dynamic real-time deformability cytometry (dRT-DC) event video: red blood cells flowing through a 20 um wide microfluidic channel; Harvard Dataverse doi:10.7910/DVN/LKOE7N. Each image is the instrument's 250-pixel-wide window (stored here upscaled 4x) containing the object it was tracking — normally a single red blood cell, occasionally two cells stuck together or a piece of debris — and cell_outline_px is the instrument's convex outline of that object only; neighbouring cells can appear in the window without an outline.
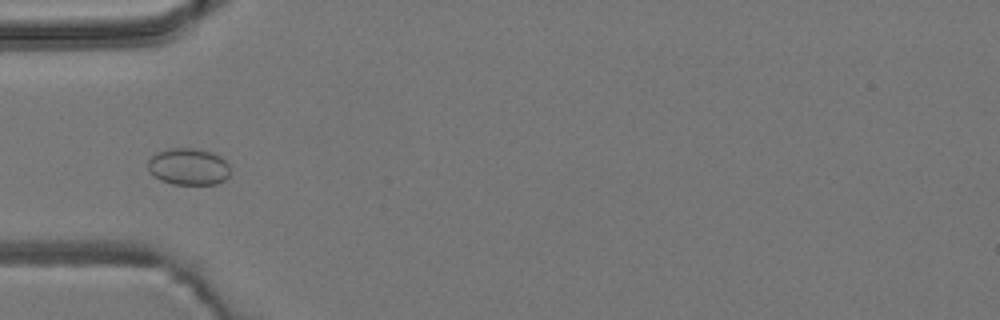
{"species": "common noctule bat (a hibernating species)", "species_latin": "Nyctalus noctula", "temperature_condition": "room temperature", "stored_images_in_passage": 8, "camera_frame_rate_fps": 3000, "um_per_image_px": 0.085, "animal": {"sex": "male", "body_mass_g": 19.2, "forearm_length_mm": 51.8}, "frame": {"image": 1, "passage_image": 5, "time_ms": 4.667, "image_size_px": [1000, 320], "cell_outline_px": [[228, 176], [224, 180], [216, 184], [172, 184], [160, 180], [148, 172], [148, 160], [156, 152], [172, 148], [196, 148], [212, 152], [220, 156], [228, 164]], "centroid_in_image_um": [15.99, 14.16], "position_along_channel_um": 69.0, "area_um2": 17.69}}
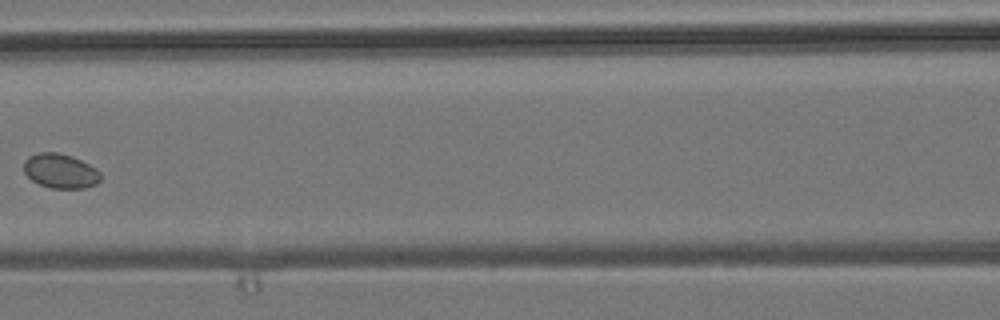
{"frame": {"image": 2, "passage_image": 7, "time_ms": 7.0, "image_size_px": [1000, 320], "cell_outline_px": [[100, 180], [96, 184], [84, 188], [52, 188], [40, 184], [32, 180], [24, 172], [24, 160], [28, 156], [40, 152], [56, 152], [72, 156], [96, 168], [100, 172]], "centroid_in_image_um": [5.13, 14.53], "position_along_channel_um": 161.5, "area_um2": 15.37}}
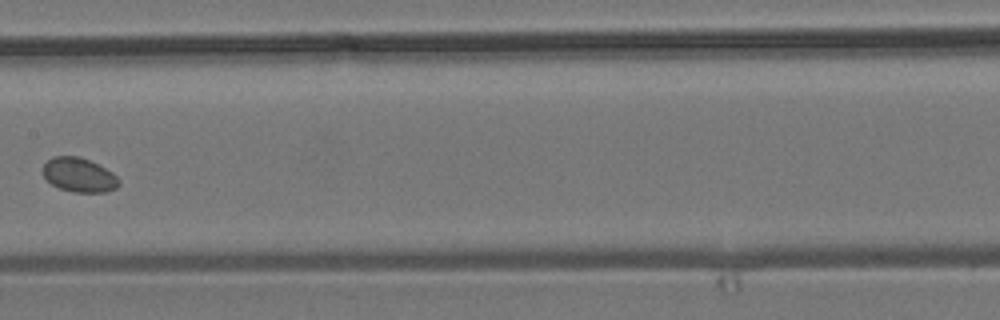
{"frame": {"image": 3, "passage_image": 8, "time_ms": 8.0, "image_size_px": [1000, 320], "cell_outline_px": [[120, 184], [116, 188], [104, 192], [76, 192], [60, 188], [52, 184], [44, 176], [44, 164], [52, 156], [80, 156], [112, 172], [120, 180]], "centroid_in_image_um": [6.73, 14.87], "position_along_channel_um": 200.7, "area_um2": 14.91}}